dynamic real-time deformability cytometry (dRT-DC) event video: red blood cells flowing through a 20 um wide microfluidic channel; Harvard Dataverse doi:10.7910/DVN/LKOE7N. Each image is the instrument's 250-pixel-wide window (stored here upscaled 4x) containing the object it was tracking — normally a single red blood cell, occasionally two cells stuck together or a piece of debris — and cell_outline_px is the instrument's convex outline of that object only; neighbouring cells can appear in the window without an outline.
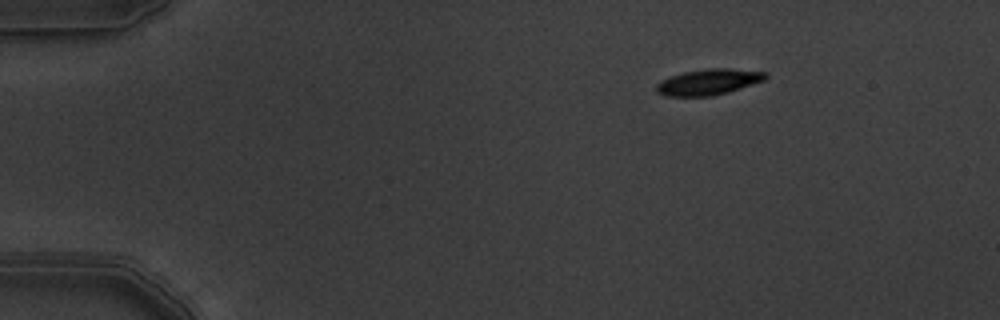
{"species": "common noctule bat (a hibernating species)", "species_latin": "Nyctalus noctula", "temperature_condition": "warm", "stored_images_in_passage": 6, "camera_frame_rate_fps": 3000, "um_per_image_px": 0.085, "animal": {"sex": "male", "body_mass_g": 19.5, "forearm_length_mm": 54.6}, "frame": {"image": 1, "passage_image": 1, "time_ms": 0.0, "image_size_px": [1000, 320], "cell_outline_px": [[768, 76], [764, 80], [728, 92], [712, 96], [664, 96], [656, 92], [656, 84], [660, 80], [668, 76], [684, 72], [708, 68], [728, 68], [768, 72]], "centroid_in_image_um": [60.19, 6.96], "position_along_channel_um": 24.8, "area_um2": 16.59}}
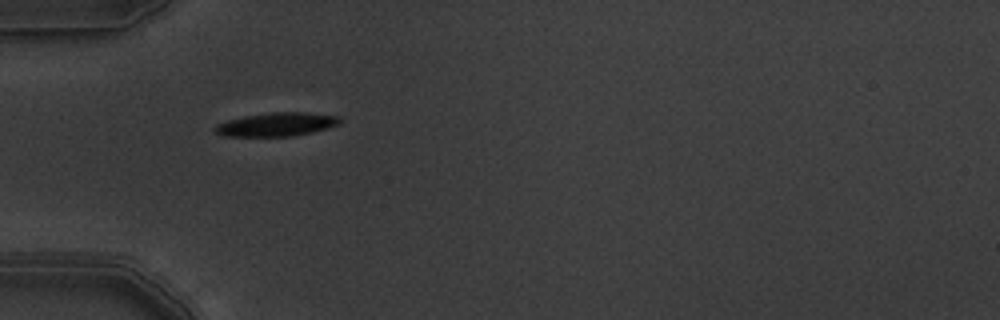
{"frame": {"image": 2, "passage_image": 4, "time_ms": 1.0, "image_size_px": [1000, 320], "cell_outline_px": [[340, 124], [328, 128], [312, 132], [292, 136], [220, 136], [212, 128], [216, 124], [228, 120], [244, 116], [272, 112], [308, 112], [336, 116], [340, 120]], "centroid_in_image_um": [23.47, 10.57], "position_along_channel_um": 61.5, "area_um2": 17.17}}